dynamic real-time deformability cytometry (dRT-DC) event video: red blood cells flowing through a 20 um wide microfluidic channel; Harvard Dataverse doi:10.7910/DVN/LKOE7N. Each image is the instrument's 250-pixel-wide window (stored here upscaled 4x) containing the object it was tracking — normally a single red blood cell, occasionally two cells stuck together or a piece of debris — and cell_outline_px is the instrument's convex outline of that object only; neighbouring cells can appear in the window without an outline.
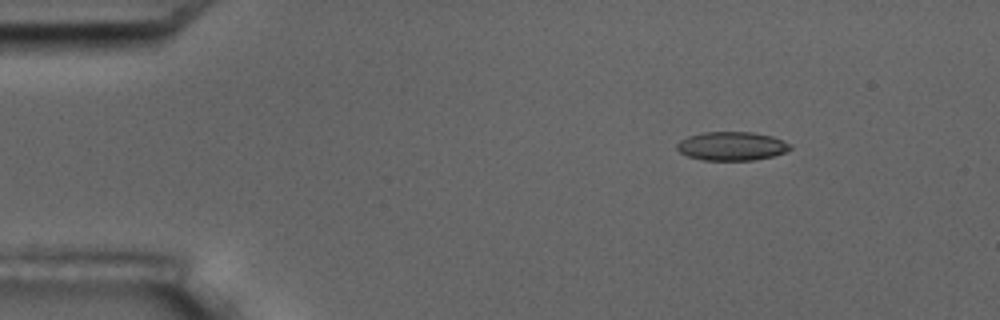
{"species": "common noctule bat (a hibernating species)", "species_latin": "Nyctalus noctula", "temperature_condition": "room temperature", "stored_images_in_passage": 7, "camera_frame_rate_fps": 3000, "um_per_image_px": 0.085, "animal": {"sex": "male", "body_mass_g": 17.5, "forearm_length_mm": 52.3}, "frame": {"image": 1, "passage_image": 3, "time_ms": 2.333, "image_size_px": [1000, 320], "cell_outline_px": [[792, 148], [784, 152], [772, 156], [756, 160], [700, 160], [688, 156], [680, 152], [676, 148], [676, 144], [680, 140], [688, 136], [704, 132], [752, 132], [772, 136], [792, 144]], "centroid_in_image_um": [62.19, 12.42], "position_along_channel_um": 22.8, "area_um2": 19.02}}
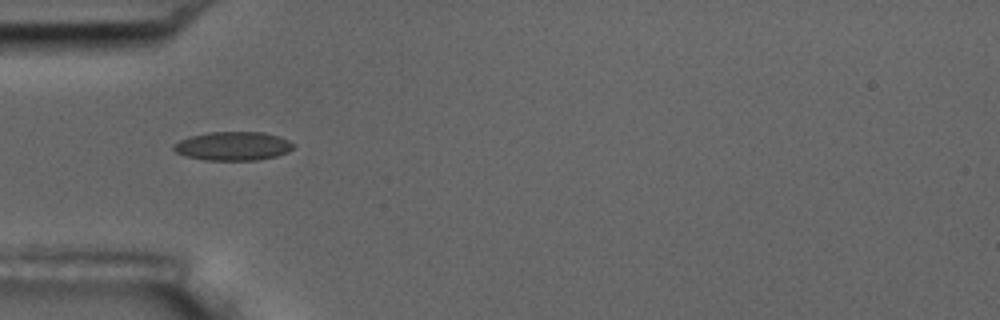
{"frame": {"image": 2, "passage_image": 6, "time_ms": 5.667, "image_size_px": [1000, 320], "cell_outline_px": [[296, 144], [288, 152], [276, 156], [256, 160], [204, 160], [184, 156], [176, 152], [172, 148], [172, 144], [180, 140], [192, 136], [208, 132], [264, 132], [280, 136]], "centroid_in_image_um": [19.8, 12.41], "position_along_channel_um": 65.2, "area_um2": 20.17}}